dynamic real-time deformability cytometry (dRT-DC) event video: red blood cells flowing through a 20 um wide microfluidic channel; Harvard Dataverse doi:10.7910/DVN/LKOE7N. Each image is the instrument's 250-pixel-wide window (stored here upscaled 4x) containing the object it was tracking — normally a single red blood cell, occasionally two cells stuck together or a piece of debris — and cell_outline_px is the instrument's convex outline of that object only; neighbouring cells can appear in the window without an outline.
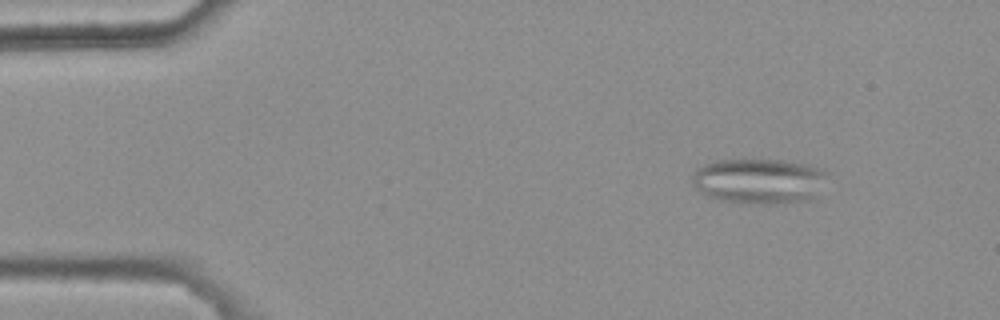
{"species": "common noctule bat (a hibernating species)", "species_latin": "Nyctalus noctula", "temperature_condition": "warm", "stored_images_in_passage": 47, "segment_of_instrument_passage": [1, 2], "camera_frame_rate_fps": 3000, "um_per_image_px": 0.085, "animal": {"sex": "female", "body_mass_g": 25.1}, "frame": {"image": 1, "passage_image": 7, "time_ms": 2.0, "image_size_px": [1000, 320], "cell_outline_px": [[828, 172], [812, 196], [808, 200], [776, 204], [740, 204], [720, 200], [704, 196], [692, 184], [692, 172], [696, 168], [704, 164], [716, 160], [784, 160], [808, 164], [820, 168]], "centroid_in_image_um": [64.41, 15.39], "position_along_channel_um": 20.6, "area_um2": 35.84}}